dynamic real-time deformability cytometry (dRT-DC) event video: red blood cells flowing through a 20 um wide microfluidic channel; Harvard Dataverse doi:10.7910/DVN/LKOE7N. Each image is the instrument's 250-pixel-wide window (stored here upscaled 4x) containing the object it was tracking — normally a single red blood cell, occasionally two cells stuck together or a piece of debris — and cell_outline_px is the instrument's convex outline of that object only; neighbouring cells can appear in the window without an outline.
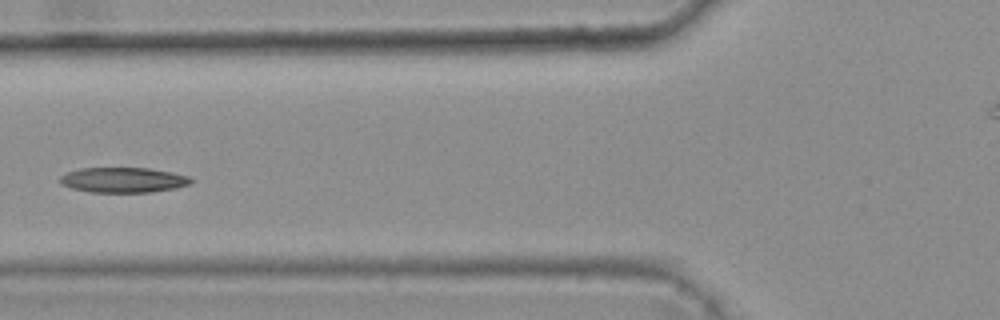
{"species": "common noctule bat (a hibernating species)", "species_latin": "Nyctalus noctula", "temperature_condition": "warm", "stored_images_in_passage": 5, "camera_frame_rate_fps": 3000, "um_per_image_px": 0.085, "animal": {"sex": "female", "body_mass_g": 25.1}, "frame": {"image": 1, "passage_image": 4, "time_ms": 1.0, "image_size_px": [1000, 320], "cell_outline_px": [[196, 180], [192, 184], [176, 188], [152, 192], [88, 192], [72, 188], [60, 184], [60, 176], [68, 172], [80, 168], [148, 168], [172, 172], [188, 176]], "centroid_in_image_um": [10.52, 15.3], "position_along_channel_um": 115.3, "area_um2": 19.36}}
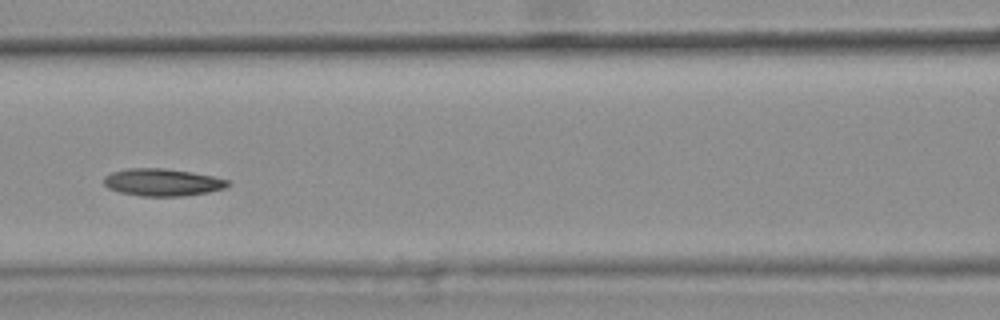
{"frame": {"image": 2, "passage_image": 5, "time_ms": 1.333, "image_size_px": [1000, 320], "cell_outline_px": [[232, 184], [224, 188], [208, 192], [184, 196], [140, 196], [120, 192], [108, 188], [104, 184], [104, 176], [112, 172], [128, 168], [164, 168], [192, 172], [212, 176], [228, 180]], "centroid_in_image_um": [13.8, 15.49], "position_along_channel_um": 152.8, "area_um2": 19.77}}